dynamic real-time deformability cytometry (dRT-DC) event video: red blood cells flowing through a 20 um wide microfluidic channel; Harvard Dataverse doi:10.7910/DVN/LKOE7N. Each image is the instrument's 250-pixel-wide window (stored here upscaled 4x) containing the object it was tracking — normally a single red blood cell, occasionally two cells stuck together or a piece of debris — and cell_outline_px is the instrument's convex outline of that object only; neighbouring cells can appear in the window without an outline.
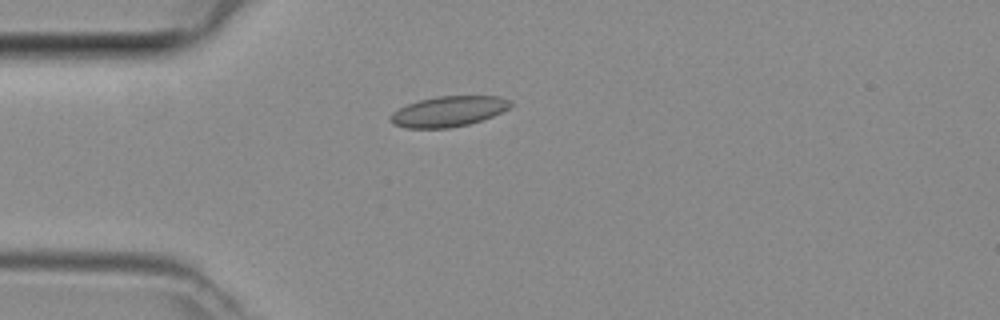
{"species": "common noctule bat (a hibernating species)", "species_latin": "Nyctalus noctula", "temperature_condition": "room temperature", "stored_images_in_passage": 37, "camera_frame_rate_fps": 3000, "um_per_image_px": 0.085, "animal": {"sex": "female", "body_mass_g": 29.2, "forearm_length_mm": 56.3}, "frame": {"image": 1, "passage_image": 2, "time_ms": 0.333, "image_size_px": [1000, 320], "cell_outline_px": [[512, 104], [508, 108], [492, 116], [468, 124], [448, 128], [404, 128], [392, 124], [388, 120], [388, 116], [392, 112], [408, 104], [420, 100], [436, 96], [500, 96], [512, 100]], "centroid_in_image_um": [38.08, 9.47], "position_along_channel_um": 46.9, "area_um2": 21.33}}
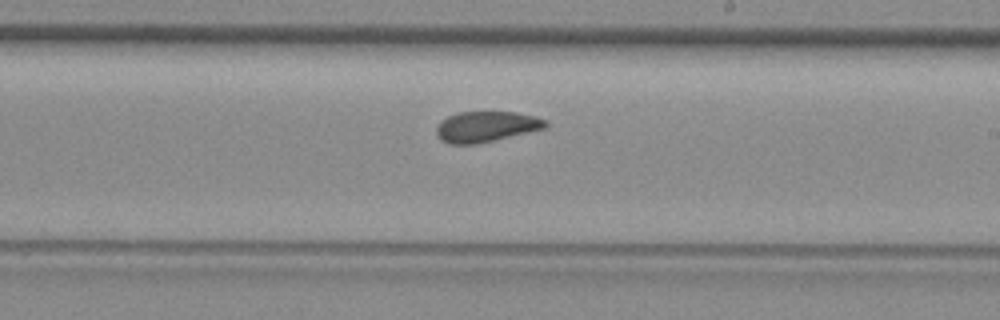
{"frame": {"image": 2, "passage_image": 17, "time_ms": 5.333, "image_size_px": [1000, 320], "cell_outline_px": [[548, 124], [544, 128], [476, 144], [448, 144], [440, 140], [436, 136], [436, 128], [440, 120], [448, 116], [460, 112], [516, 112], [536, 116], [544, 120]], "centroid_in_image_um": [41.25, 10.76], "position_along_channel_um": 247.7, "area_um2": 19.36}}
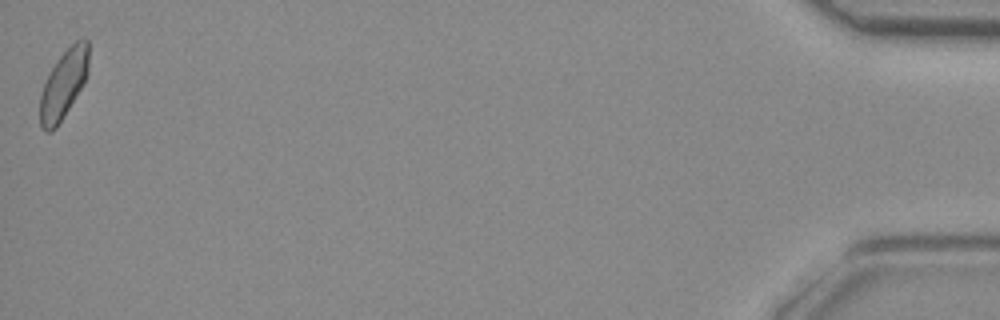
{"frame": {"image": 3, "passage_image": 37, "time_ms": 12.0, "image_size_px": [1000, 320], "cell_outline_px": [[88, 72], [80, 88], [56, 128], [52, 132], [44, 132], [40, 128], [40, 96], [44, 84], [56, 60], [76, 40], [88, 40]], "centroid_in_image_um": [5.37, 7.19], "position_along_channel_um": 429.8, "area_um2": 18.96}}